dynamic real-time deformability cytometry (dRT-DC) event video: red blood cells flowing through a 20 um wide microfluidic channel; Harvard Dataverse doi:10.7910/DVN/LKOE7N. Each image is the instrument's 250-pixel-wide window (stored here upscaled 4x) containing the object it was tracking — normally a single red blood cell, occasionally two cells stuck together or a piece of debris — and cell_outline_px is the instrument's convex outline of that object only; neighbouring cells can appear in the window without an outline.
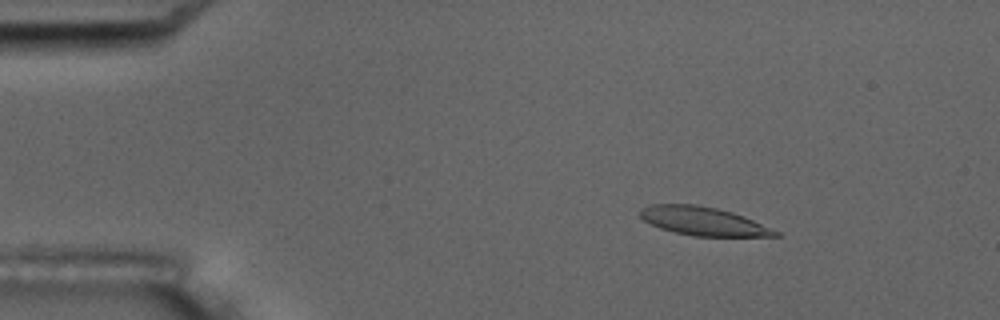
{"species": "common noctule bat (a hibernating species)", "species_latin": "Nyctalus noctula", "temperature_condition": "room temperature", "stored_images_in_passage": 5, "camera_frame_rate_fps": 3000, "um_per_image_px": 0.085, "animal": {"sex": "male", "body_mass_g": 17.5, "forearm_length_mm": 52.3}, "frame": {"image": 1, "passage_image": 3, "time_ms": 2.333, "image_size_px": [1000, 320], "cell_outline_px": [[780, 236], [692, 236], [660, 228], [644, 220], [640, 216], [640, 208], [652, 204], [696, 204], [716, 208], [732, 212], [744, 216], [780, 232]], "centroid_in_image_um": [59.77, 18.79], "position_along_channel_um": 25.2, "area_um2": 22.31}}